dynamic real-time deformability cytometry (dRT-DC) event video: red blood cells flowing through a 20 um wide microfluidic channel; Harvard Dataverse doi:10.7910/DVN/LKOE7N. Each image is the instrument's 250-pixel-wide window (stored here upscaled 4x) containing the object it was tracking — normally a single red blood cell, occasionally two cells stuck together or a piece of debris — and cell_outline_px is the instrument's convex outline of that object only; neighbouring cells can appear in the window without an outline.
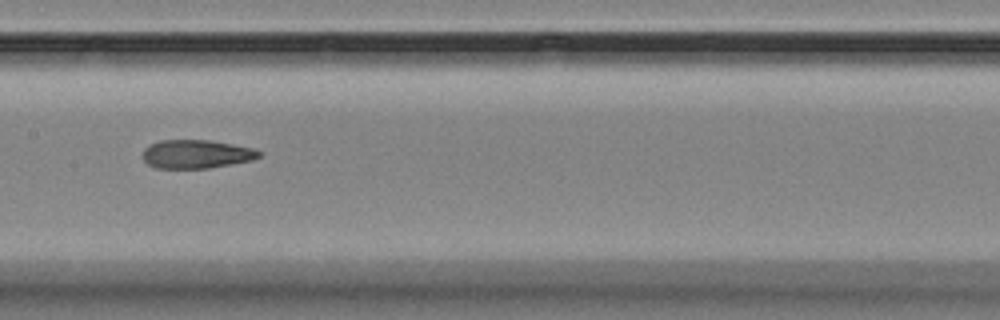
{"species": "Egyptian fruit bat (a non-hibernating species)", "species_latin": "Rousettus aegyptiacus", "temperature_condition": "room temperature", "stored_images_in_passage": 11, "camera_frame_rate_fps": 3000, "um_per_image_px": 0.085, "animal": {"sex": "female"}, "frame": {"image": 1, "passage_image": 4, "time_ms": 3.333, "image_size_px": [1000, 320], "cell_outline_px": [[260, 156], [252, 160], [208, 168], [156, 168], [148, 164], [144, 160], [144, 148], [148, 144], [160, 140], [212, 140], [252, 148], [260, 152]], "centroid_in_image_um": [16.66, 13.09], "position_along_channel_um": 190.7, "area_um2": 19.25}}
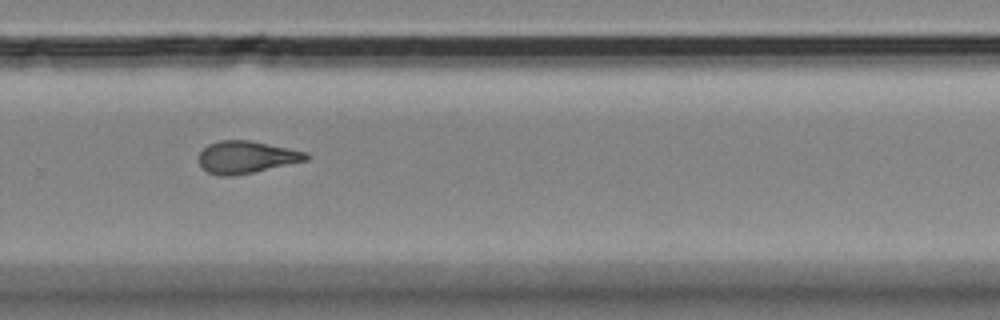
{"frame": {"image": 2, "passage_image": 7, "time_ms": 6.667, "image_size_px": [1000, 320], "cell_outline_px": [[308, 160], [252, 172], [232, 176], [220, 176], [208, 172], [200, 164], [200, 152], [208, 144], [220, 140], [252, 140], [308, 152]], "centroid_in_image_um": [20.96, 13.34], "position_along_channel_um": 308.8, "area_um2": 20.06}}
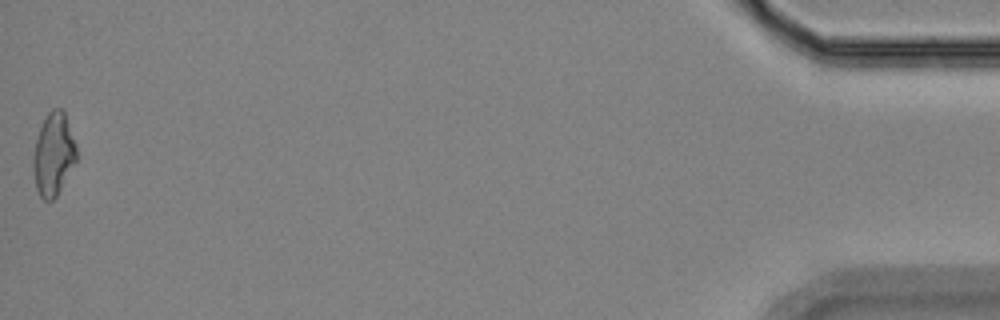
{"frame": {"image": 3, "passage_image": 11, "time_ms": 12.667, "image_size_px": [1000, 320], "cell_outline_px": [[76, 160], [56, 196], [52, 200], [44, 200], [40, 196], [36, 188], [32, 164], [32, 160], [36, 140], [40, 128], [48, 112], [52, 108], [60, 108], [64, 112], [76, 144]], "centroid_in_image_um": [4.53, 13.11], "position_along_channel_um": 430.7, "area_um2": 20.52}, "authors_computed_cell_mechanics": {"area_um2": 19.7676, "velocity_mm_per_s": 3.567, "shape_relaxation_time_tau1_ms": 3.3267, "shape_relaxation_time_tau2_ms": 1.9516, "deformation_change_tau1": 0.1324, "deformation_change_tau2": 0.1055}}